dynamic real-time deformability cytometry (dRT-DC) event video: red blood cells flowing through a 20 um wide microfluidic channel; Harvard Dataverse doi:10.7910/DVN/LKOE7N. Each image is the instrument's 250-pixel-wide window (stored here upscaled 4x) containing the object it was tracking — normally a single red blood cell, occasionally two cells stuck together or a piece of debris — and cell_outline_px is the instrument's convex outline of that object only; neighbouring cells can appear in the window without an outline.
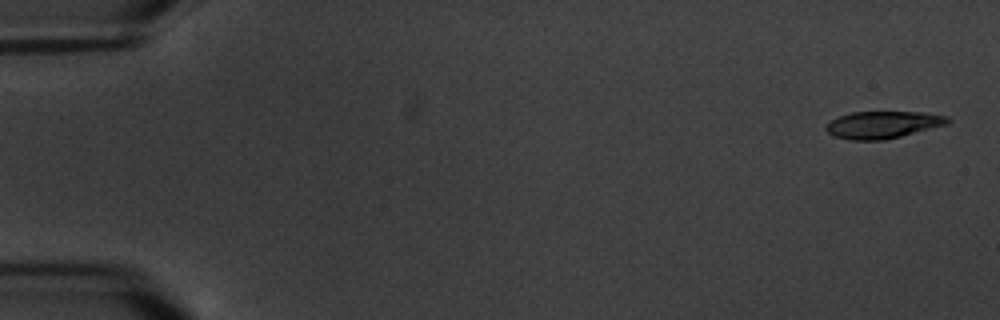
{"species": "common noctule bat (a hibernating species)", "species_latin": "Nyctalus noctula", "temperature_condition": "warm", "stored_images_in_passage": 7, "camera_frame_rate_fps": 3000, "um_per_image_px": 0.085, "animal": {"sex": "male", "body_mass_g": 20.1, "forearm_length_mm": 53.5}, "frame": {"image": 1, "passage_image": 1, "time_ms": 0.0, "image_size_px": [1000, 320], "cell_outline_px": [[952, 120], [948, 124], [884, 140], [852, 140], [836, 136], [828, 132], [824, 128], [832, 120], [840, 116], [852, 112], [920, 112], [948, 116]], "centroid_in_image_um": [75.08, 10.6], "position_along_channel_um": 9.9, "area_um2": 19.02}}
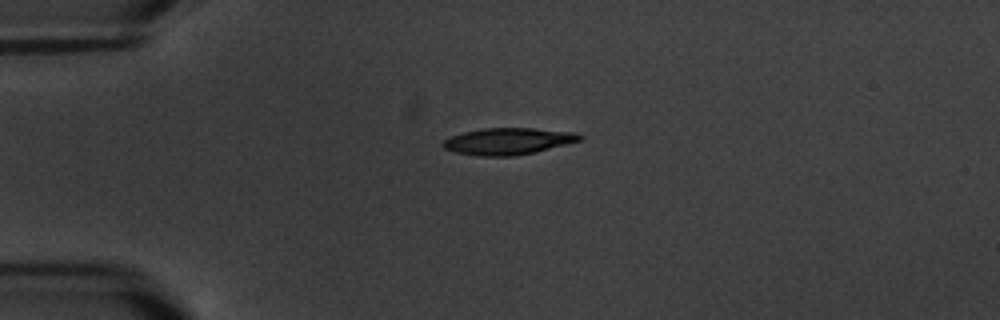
{"frame": {"image": 2, "passage_image": 5, "time_ms": 4.333, "image_size_px": [1000, 320], "cell_outline_px": [[584, 136], [580, 140], [532, 152], [512, 156], [480, 156], [456, 152], [444, 148], [440, 144], [444, 140], [452, 136], [464, 132], [484, 128], [532, 128], [576, 132]], "centroid_in_image_um": [43.16, 11.99], "position_along_channel_um": 41.8, "area_um2": 20.92}}